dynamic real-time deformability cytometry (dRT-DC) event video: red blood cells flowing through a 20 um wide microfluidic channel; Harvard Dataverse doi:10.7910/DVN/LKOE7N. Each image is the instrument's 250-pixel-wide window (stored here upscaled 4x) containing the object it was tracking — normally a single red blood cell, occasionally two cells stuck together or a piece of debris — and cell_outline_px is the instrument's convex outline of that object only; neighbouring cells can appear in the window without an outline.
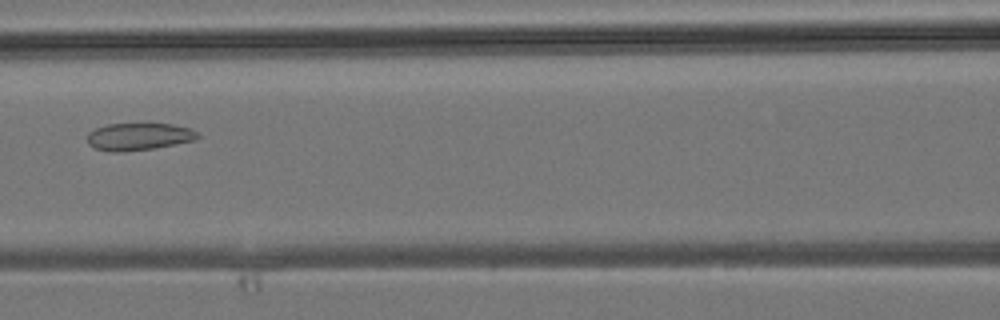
{"species": "common noctule bat (a hibernating species)", "species_latin": "Nyctalus noctula", "temperature_condition": "room temperature", "stored_images_in_passage": 21, "camera_frame_rate_fps": 3000, "um_per_image_px": 0.085, "animal": {"sex": "male", "body_mass_g": 19.2, "forearm_length_mm": 51.8}, "frame": {"image": 1, "passage_image": 7, "time_ms": 2.0, "image_size_px": [1000, 320], "cell_outline_px": [[200, 136], [196, 140], [152, 148], [116, 152], [108, 152], [96, 148], [88, 144], [88, 132], [96, 128], [108, 124], [144, 120], [172, 124], [188, 128], [200, 132]], "centroid_in_image_um": [11.82, 11.55], "position_along_channel_um": 154.8, "area_um2": 18.32}}
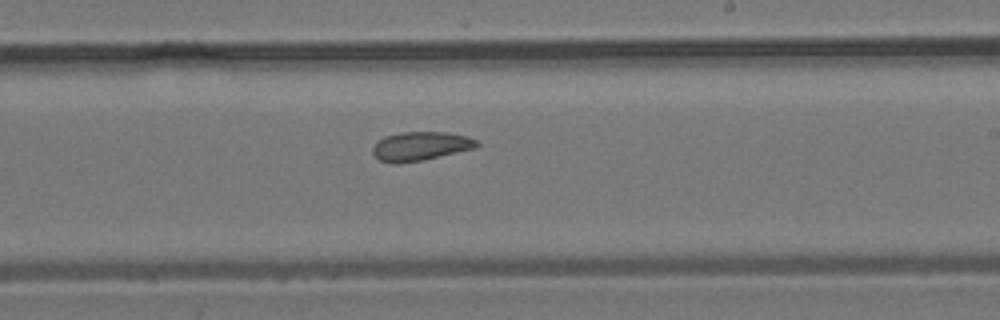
{"frame": {"image": 2, "passage_image": 13, "time_ms": 4.0, "image_size_px": [1000, 320], "cell_outline_px": [[480, 144], [476, 148], [424, 160], [396, 164], [380, 160], [372, 152], [372, 148], [384, 136], [400, 132], [448, 132], [468, 136], [476, 140]], "centroid_in_image_um": [35.78, 12.42], "position_along_channel_um": 253.2, "area_um2": 17.57}}
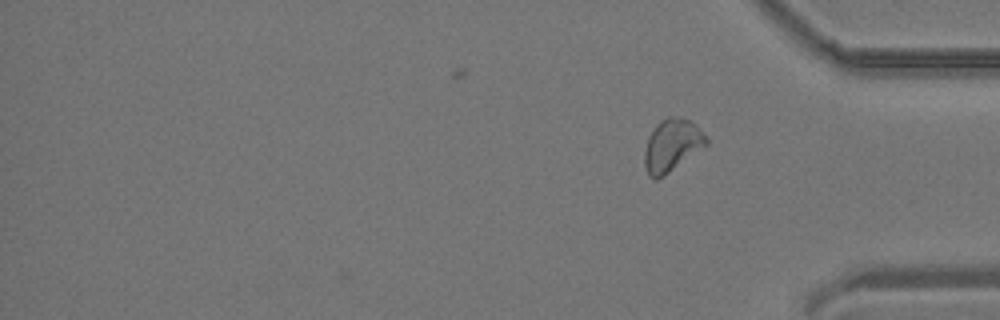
{"frame": {"image": 3, "passage_image": 21, "time_ms": 6.667, "image_size_px": [1000, 320], "cell_outline_px": [[708, 144], [668, 172], [656, 180], [648, 176], [644, 164], [644, 152], [648, 136], [656, 124], [660, 120], [668, 116], [672, 116], [688, 120], [696, 124], [704, 132], [708, 140]], "centroid_in_image_um": [57.1, 12.33], "position_along_channel_um": 378.1, "area_um2": 18.73}}